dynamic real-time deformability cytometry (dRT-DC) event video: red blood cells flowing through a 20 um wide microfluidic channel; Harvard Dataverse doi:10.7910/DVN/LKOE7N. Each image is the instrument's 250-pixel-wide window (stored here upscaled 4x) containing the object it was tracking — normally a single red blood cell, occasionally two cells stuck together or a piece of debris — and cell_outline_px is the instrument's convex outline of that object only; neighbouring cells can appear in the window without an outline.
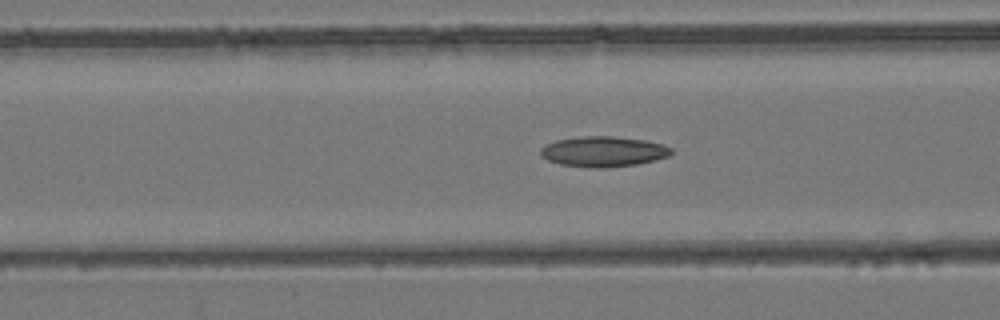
{"species": "common noctule bat (a hibernating species)", "species_latin": "Nyctalus noctula", "temperature_condition": "room temperature", "stored_images_in_passage": 54, "camera_frame_rate_fps": 3000, "um_per_image_px": 0.085, "animal": {"sex": "female", "body_mass_g": 24.6, "forearm_length_mm": 56.2}, "frame": {"image": 1, "passage_image": 21, "time_ms": 6.667, "image_size_px": [1000, 320], "cell_outline_px": [[672, 152], [668, 156], [636, 164], [600, 168], [596, 168], [560, 164], [548, 160], [540, 156], [540, 148], [544, 144], [556, 140], [580, 136], [612, 136], [644, 140], [664, 144], [672, 148]], "centroid_in_image_um": [51.24, 12.87], "position_along_channel_um": 115.4, "area_um2": 23.06}}
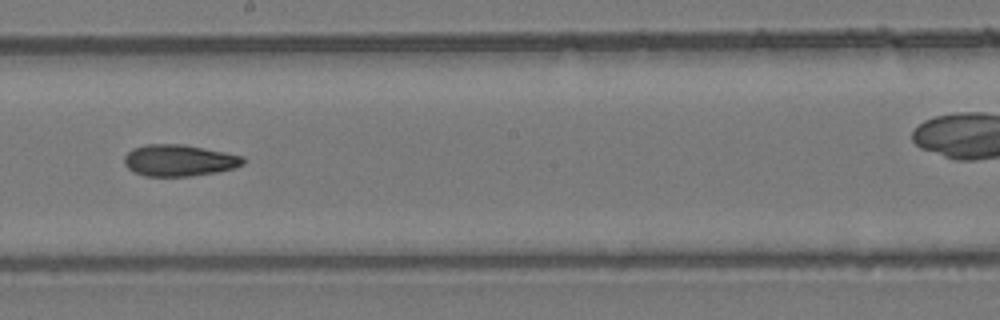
{"frame": {"image": 2, "passage_image": 30, "time_ms": 9.667, "image_size_px": [1000, 320], "cell_outline_px": [[244, 164], [232, 168], [216, 172], [192, 176], [144, 176], [128, 168], [124, 164], [124, 156], [132, 148], [144, 144], [184, 144], [244, 156]], "centroid_in_image_um": [15.2, 13.62], "position_along_channel_um": 233.0, "area_um2": 21.85}}
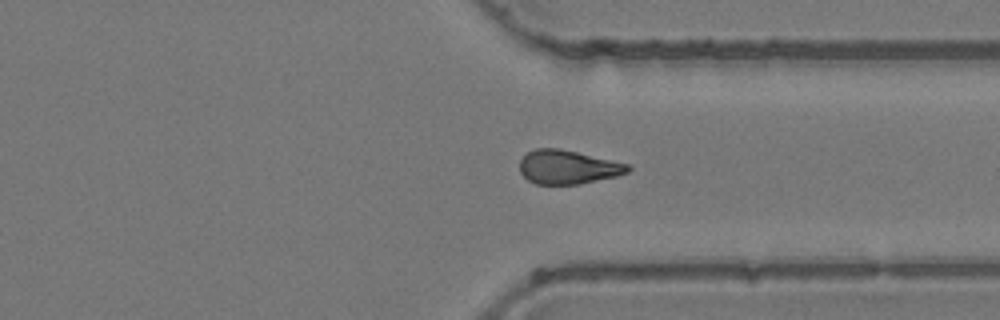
{"frame": {"image": 3, "passage_image": 40, "time_ms": 13.0, "image_size_px": [1000, 320], "cell_outline_px": [[632, 168], [628, 172], [616, 176], [580, 184], [536, 184], [528, 180], [520, 172], [520, 160], [528, 152], [536, 148], [560, 148], [628, 164]], "centroid_in_image_um": [48.26, 14.2], "position_along_channel_um": 363.1, "area_um2": 21.21}, "authors_computed_cell_mechanics": {"area_um2": 21.8773, "velocity_mm_per_s": 3.9198, "shape_relaxation_time_tau1_ms": null, "shape_relaxation_time_tau2_ms": 8.8633, "deformation_change_tau1": null, "deformation_change_tau2": 0.1863}}